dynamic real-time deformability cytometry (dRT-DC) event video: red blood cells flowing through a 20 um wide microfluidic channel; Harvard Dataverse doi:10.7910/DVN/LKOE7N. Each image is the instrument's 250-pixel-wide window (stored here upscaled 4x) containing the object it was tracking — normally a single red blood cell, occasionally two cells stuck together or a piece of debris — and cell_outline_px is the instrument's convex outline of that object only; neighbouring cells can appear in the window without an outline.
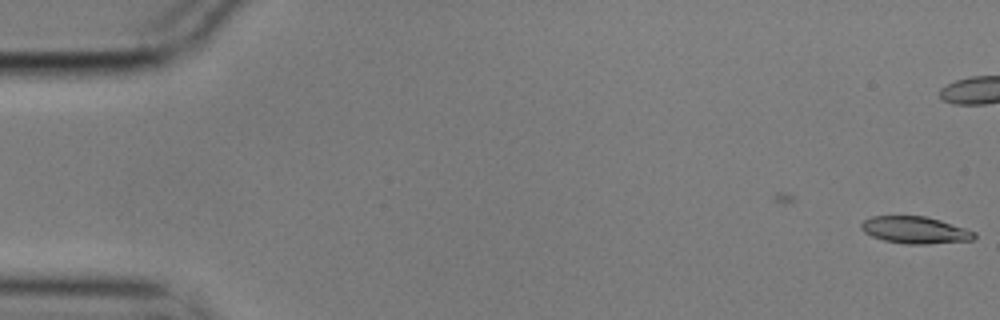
{"species": "common noctule bat (a hibernating species)", "species_latin": "Nyctalus noctula", "temperature_condition": "cold", "stored_images_in_passage": 13, "camera_frame_rate_fps": 3000, "um_per_image_px": 0.085, "animal": {"sex": "male", "body_mass_g": 17.9}, "frame": {"image": 1, "passage_image": 1, "time_ms": 0.0, "image_size_px": [1000, 320], "cell_outline_px": [[976, 236], [972, 240], [928, 244], [904, 244], [884, 240], [872, 236], [864, 232], [860, 228], [860, 224], [864, 220], [872, 216], [924, 216], [940, 220], [976, 232]], "centroid_in_image_um": [77.76, 19.55], "position_along_channel_um": 7.2, "area_um2": 17.74}}